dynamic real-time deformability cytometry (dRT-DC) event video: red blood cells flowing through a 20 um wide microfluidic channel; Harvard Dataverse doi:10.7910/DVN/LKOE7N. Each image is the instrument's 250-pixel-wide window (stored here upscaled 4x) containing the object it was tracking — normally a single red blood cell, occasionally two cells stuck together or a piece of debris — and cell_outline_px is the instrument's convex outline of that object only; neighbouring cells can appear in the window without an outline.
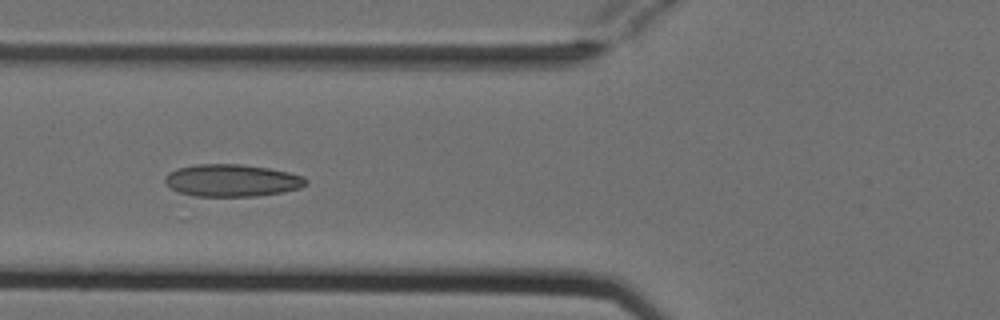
{"species": "Egyptian fruit bat (a non-hibernating species)", "species_latin": "Rousettus aegyptiacus", "temperature_condition": "cold", "stored_images_in_passage": 5, "camera_frame_rate_fps": 3000, "um_per_image_px": 0.085, "animal": {"sex": "female"}, "frame": {"image": 1, "passage_image": 5, "time_ms": 1.333, "image_size_px": [1000, 320], "cell_outline_px": [[308, 184], [300, 188], [284, 192], [256, 196], [192, 196], [180, 192], [164, 184], [164, 176], [168, 172], [176, 168], [196, 164], [240, 164], [268, 168], [288, 172], [304, 176], [308, 180]], "centroid_in_image_um": [19.7, 15.33], "position_along_channel_um": 106.1, "area_um2": 26.76}}